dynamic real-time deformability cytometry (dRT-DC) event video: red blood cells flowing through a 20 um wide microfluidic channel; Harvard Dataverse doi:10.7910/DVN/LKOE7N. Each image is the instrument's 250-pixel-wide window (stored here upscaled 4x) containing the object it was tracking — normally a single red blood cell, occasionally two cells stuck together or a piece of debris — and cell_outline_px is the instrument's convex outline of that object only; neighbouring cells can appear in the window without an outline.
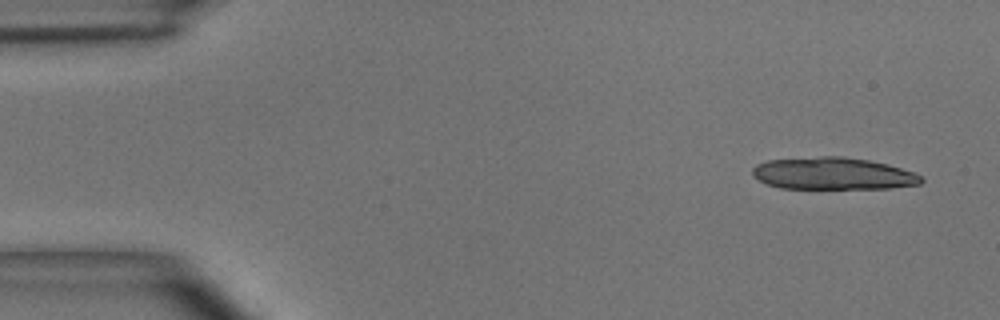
{"species": "common noctule bat (a hibernating species)", "species_latin": "Nyctalus noctula", "temperature_condition": "room temperature", "stored_images_in_passage": 5, "camera_frame_rate_fps": 3000, "um_per_image_px": 0.085, "animal": {"sex": "male", "body_mass_g": 15.6}, "frame": {"image": 1, "passage_image": 1, "time_ms": 0.0, "image_size_px": [1000, 320], "cell_outline_px": [[924, 180], [920, 184], [892, 188], [780, 188], [768, 184], [752, 176], [752, 168], [756, 164], [768, 160], [820, 156], [840, 156], [868, 160], [888, 164], [924, 176]], "centroid_in_image_um": [70.81, 14.75], "position_along_channel_um": 14.2, "area_um2": 31.62}}